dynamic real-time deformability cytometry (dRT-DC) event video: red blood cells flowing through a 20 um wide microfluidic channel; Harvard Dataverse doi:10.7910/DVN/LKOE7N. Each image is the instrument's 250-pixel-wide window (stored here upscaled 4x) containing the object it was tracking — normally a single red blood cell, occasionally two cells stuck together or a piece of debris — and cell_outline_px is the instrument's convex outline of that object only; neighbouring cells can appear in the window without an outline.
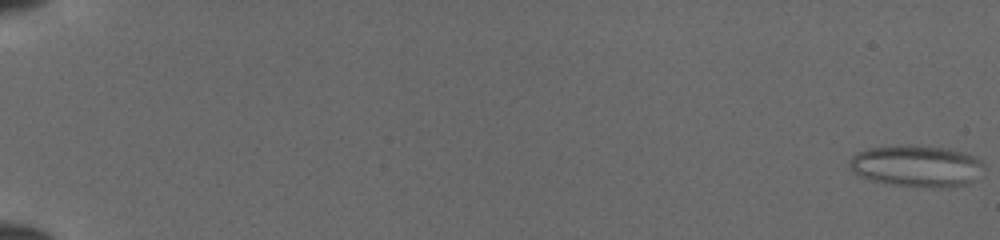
{"species": "common noctule bat (a hibernating species)", "species_latin": "Nyctalus noctula", "temperature_condition": "cold", "stored_images_in_passage": 52, "segment_of_instrument_passage": [1, 2], "camera_frame_rate_fps": 3000, "um_per_image_px": 0.085, "animal": {"sex": "female", "body_mass_g": 19.5, "forearm_length_mm": 54.1}, "frame": {"image": 1, "passage_image": 1, "time_ms": 0.0, "image_size_px": [1000, 240], "cell_outline_px": [[984, 168], [976, 180], [968, 184], [948, 188], [920, 188], [892, 184], [860, 176], [852, 172], [848, 164], [852, 156], [856, 152], [868, 148], [908, 144], [940, 148], [960, 152], [972, 156], [980, 160], [984, 164]], "centroid_in_image_um": [77.91, 14.13], "position_along_channel_um": 7.1, "area_um2": 32.77}}
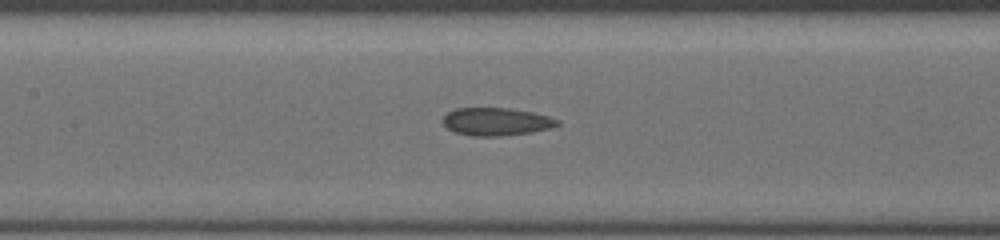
{"frame": {"image": 2, "passage_image": 27, "time_ms": 8.667, "image_size_px": [1000, 240], "cell_outline_px": [[560, 124], [552, 128], [532, 132], [500, 136], [472, 136], [456, 132], [448, 128], [440, 120], [448, 112], [456, 108], [512, 108], [532, 112], [548, 116], [560, 120]], "centroid_in_image_um": [42.2, 10.34], "position_along_channel_um": 165.2, "area_um2": 18.67}}
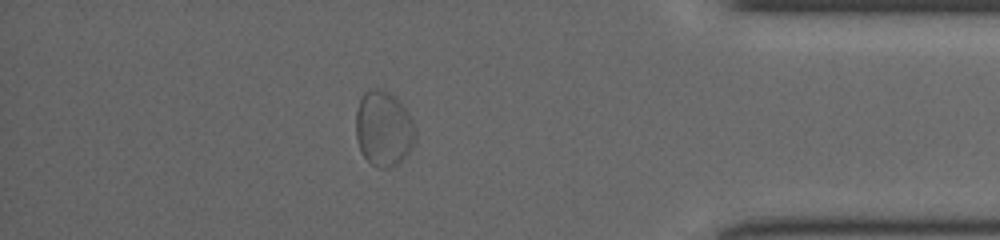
{"frame": {"image": 3, "passage_image": 46, "time_ms": 15.0, "image_size_px": [1000, 240], "cell_outline_px": [[416, 136], [408, 152], [396, 164], [388, 168], [380, 168], [372, 164], [364, 156], [360, 148], [356, 136], [356, 112], [360, 100], [364, 92], [376, 88], [380, 88], [396, 96], [400, 100], [412, 120], [416, 128]], "centroid_in_image_um": [32.61, 10.9], "position_along_channel_um": 402.6, "area_um2": 25.89}}